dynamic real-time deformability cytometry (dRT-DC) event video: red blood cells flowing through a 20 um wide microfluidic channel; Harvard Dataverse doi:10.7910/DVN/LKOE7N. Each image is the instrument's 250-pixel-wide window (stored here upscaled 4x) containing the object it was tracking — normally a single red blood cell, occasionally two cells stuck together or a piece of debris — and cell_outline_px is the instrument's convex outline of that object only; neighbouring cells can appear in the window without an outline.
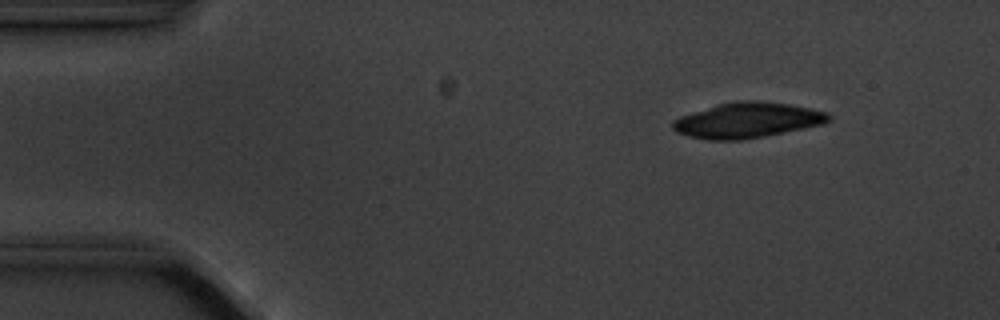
{"species": "common noctule bat (a hibernating species)", "species_latin": "Nyctalus noctula", "temperature_condition": "cold", "stored_images_in_passage": 3, "camera_frame_rate_fps": 3000, "um_per_image_px": 0.085, "animal": {"sex": "male", "body_mass_g": 20.1, "forearm_length_mm": 53.5}, "frame": {"image": 1, "passage_image": 1, "time_ms": 0.0, "image_size_px": [1000, 320], "cell_outline_px": [[832, 120], [824, 124], [764, 136], [740, 140], [708, 140], [688, 136], [676, 132], [672, 128], [672, 120], [680, 116], [716, 104], [736, 100], [756, 100], [788, 104], [828, 112], [832, 116]], "centroid_in_image_um": [63.51, 10.21], "position_along_channel_um": 21.5, "area_um2": 32.31}}